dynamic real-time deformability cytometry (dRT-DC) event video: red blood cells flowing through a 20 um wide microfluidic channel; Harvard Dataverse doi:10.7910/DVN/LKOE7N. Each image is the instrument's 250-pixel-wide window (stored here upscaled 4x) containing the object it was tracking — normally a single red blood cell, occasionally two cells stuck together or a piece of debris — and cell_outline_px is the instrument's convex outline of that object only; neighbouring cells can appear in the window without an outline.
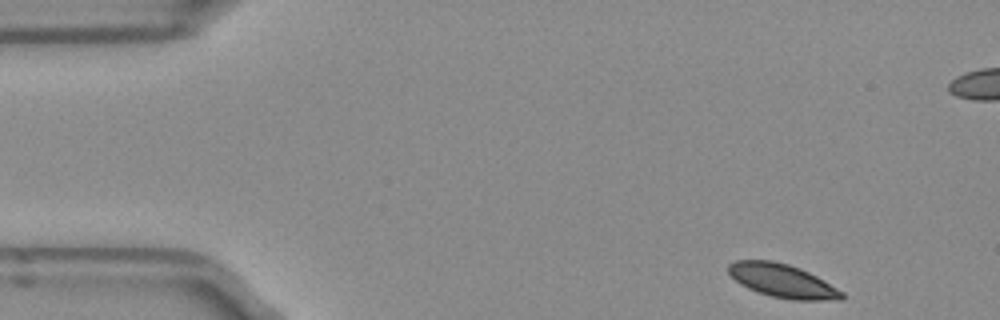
{"species": "Egyptian fruit bat (a non-hibernating species)", "species_latin": "Rousettus aegyptiacus", "temperature_condition": "room temperature", "stored_images_in_passage": 49, "camera_frame_rate_fps": 3000, "um_per_image_px": 0.085, "frame": {"image": 1, "passage_image": 1, "time_ms": 0.0, "image_size_px": [1000, 320], "cell_outline_px": [[844, 300], [792, 300], [772, 296], [748, 288], [740, 284], [728, 272], [728, 264], [736, 260], [772, 260], [788, 264], [800, 268], [824, 280], [844, 292]], "centroid_in_image_um": [66.53, 23.87], "position_along_channel_um": 18.5, "area_um2": 22.08}}
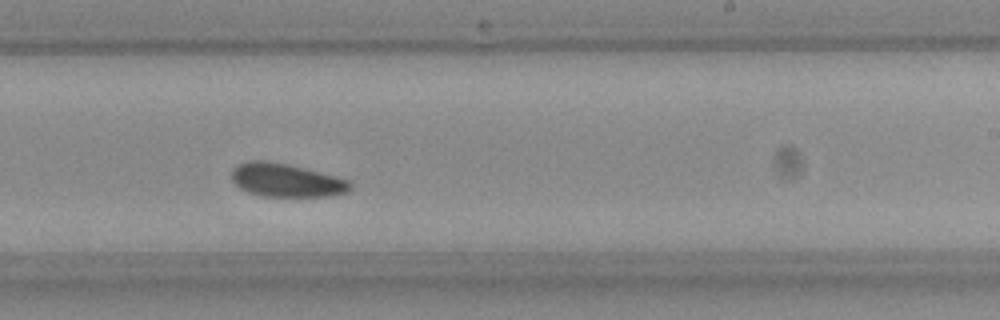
{"frame": {"image": 2, "passage_image": 27, "time_ms": 8.667, "image_size_px": [1000, 320], "cell_outline_px": [[352, 188], [348, 192], [332, 196], [264, 196], [248, 192], [240, 188], [232, 180], [232, 172], [240, 164], [252, 160], [264, 160], [304, 168], [336, 176], [348, 180], [352, 184]], "centroid_in_image_um": [24.38, 15.33], "position_along_channel_um": 264.6, "area_um2": 22.77}}
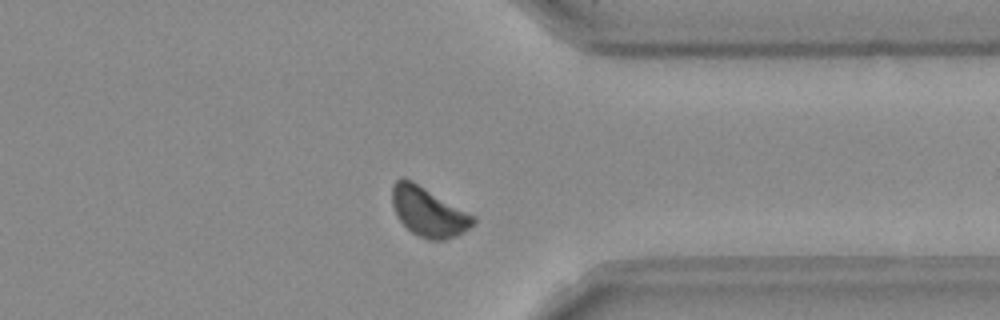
{"frame": {"image": 3, "passage_image": 36, "time_ms": 11.667, "image_size_px": [1000, 320], "cell_outline_px": [[476, 224], [456, 236], [444, 240], [428, 240], [412, 232], [400, 220], [392, 204], [392, 184], [396, 180], [412, 180], [476, 216]], "centroid_in_image_um": [36.46, 18.02], "position_along_channel_um": 374.9, "area_um2": 23.12}, "authors_computed_cell_mechanics": {"area_um2": 22.7732, "velocity_mm_per_s": 3.872, "shape_relaxation_time_tau1_ms": 2.5471, "shape_relaxation_time_tau2_ms": 7.1908, "deformation_change_tau1": 0.0621, "deformation_change_tau2": 0.0834}}